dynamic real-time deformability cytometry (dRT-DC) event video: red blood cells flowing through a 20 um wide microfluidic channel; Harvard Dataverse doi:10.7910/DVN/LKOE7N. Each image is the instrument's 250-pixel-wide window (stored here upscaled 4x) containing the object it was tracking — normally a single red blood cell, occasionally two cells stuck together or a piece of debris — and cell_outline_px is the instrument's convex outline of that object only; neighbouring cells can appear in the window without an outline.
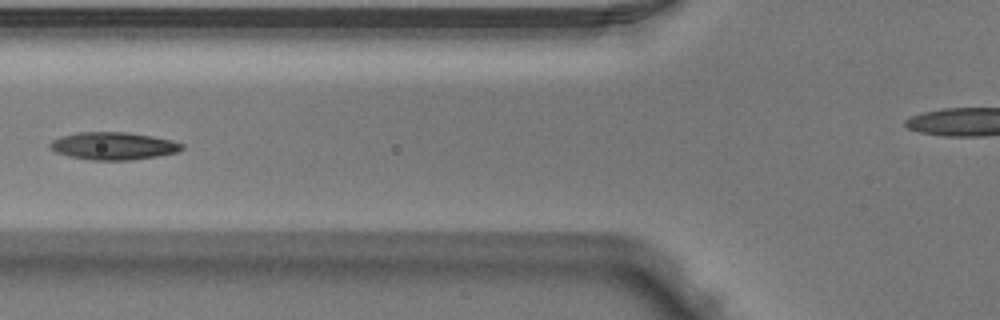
{"species": "Egyptian fruit bat (a non-hibernating species)", "species_latin": "Rousettus aegyptiacus", "temperature_condition": "warm", "stored_images_in_passage": 4, "camera_frame_rate_fps": 3000, "um_per_image_px": 0.085, "animal": {"sex": "male"}, "frame": {"image": 1, "passage_image": 3, "time_ms": 0.667, "image_size_px": [1000, 320], "cell_outline_px": [[184, 148], [176, 152], [156, 156], [132, 160], [92, 160], [68, 156], [56, 152], [48, 148], [48, 144], [52, 140], [60, 136], [80, 132], [128, 132], [152, 136], [184, 144]], "centroid_in_image_um": [9.58, 12.4], "position_along_channel_um": 116.2, "area_um2": 21.15}}